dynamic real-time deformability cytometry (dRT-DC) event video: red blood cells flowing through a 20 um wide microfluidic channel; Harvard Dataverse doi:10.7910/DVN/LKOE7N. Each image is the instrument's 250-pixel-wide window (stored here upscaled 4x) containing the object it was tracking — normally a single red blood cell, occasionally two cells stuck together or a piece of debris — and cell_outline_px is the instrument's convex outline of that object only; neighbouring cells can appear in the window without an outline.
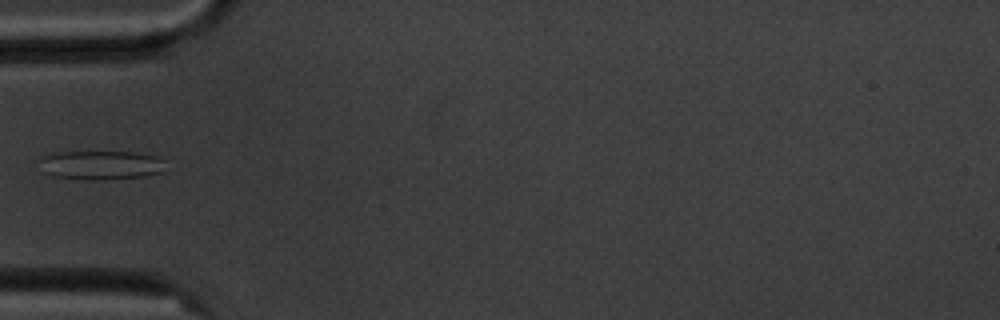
{"species": "common noctule bat (a hibernating species)", "species_latin": "Nyctalus noctula", "temperature_condition": "cold", "stored_images_in_passage": 5, "camera_frame_rate_fps": 3000, "um_per_image_px": 0.085, "animal": {"sex": "male", "body_mass_g": 20.1, "forearm_length_mm": 53.5}, "frame": {"image": 1, "passage_image": 5, "time_ms": 5.333, "image_size_px": [1000, 320], "cell_outline_px": [[164, 172], [144, 176], [104, 180], [88, 180], [52, 176], [44, 172], [40, 156], [52, 152], [136, 152], [156, 156], [164, 160]], "centroid_in_image_um": [8.59, 14.03], "position_along_channel_um": 76.4, "area_um2": 21.5}}